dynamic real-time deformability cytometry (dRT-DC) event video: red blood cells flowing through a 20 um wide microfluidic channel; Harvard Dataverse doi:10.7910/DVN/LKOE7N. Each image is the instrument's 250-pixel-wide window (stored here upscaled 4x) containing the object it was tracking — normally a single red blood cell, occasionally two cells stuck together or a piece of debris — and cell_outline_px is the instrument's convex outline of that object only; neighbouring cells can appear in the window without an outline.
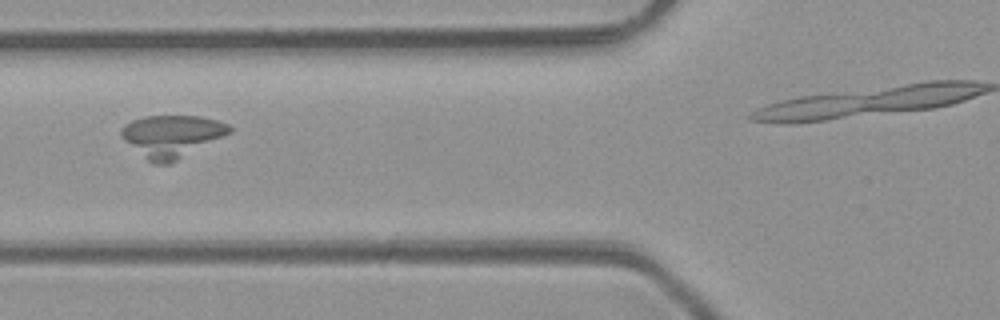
{"species": "common noctule bat (a hibernating species)", "species_latin": "Nyctalus noctula", "temperature_condition": "room temperature", "stored_images_in_passage": 6, "camera_frame_rate_fps": 3000, "um_per_image_px": 0.085, "animal": {"sex": "male", "body_mass_g": 23.1, "forearm_length_mm": 52.7}, "frame": {"image": 1, "passage_image": 5, "time_ms": 4.667, "image_size_px": [1000, 320], "cell_outline_px": [[232, 132], [168, 164], [152, 164], [124, 140], [120, 132], [120, 128], [124, 124], [132, 120], [144, 116], [200, 116], [216, 120], [228, 124], [232, 128]], "centroid_in_image_um": [14.58, 11.55], "position_along_channel_um": 111.2, "area_um2": 26.36}}